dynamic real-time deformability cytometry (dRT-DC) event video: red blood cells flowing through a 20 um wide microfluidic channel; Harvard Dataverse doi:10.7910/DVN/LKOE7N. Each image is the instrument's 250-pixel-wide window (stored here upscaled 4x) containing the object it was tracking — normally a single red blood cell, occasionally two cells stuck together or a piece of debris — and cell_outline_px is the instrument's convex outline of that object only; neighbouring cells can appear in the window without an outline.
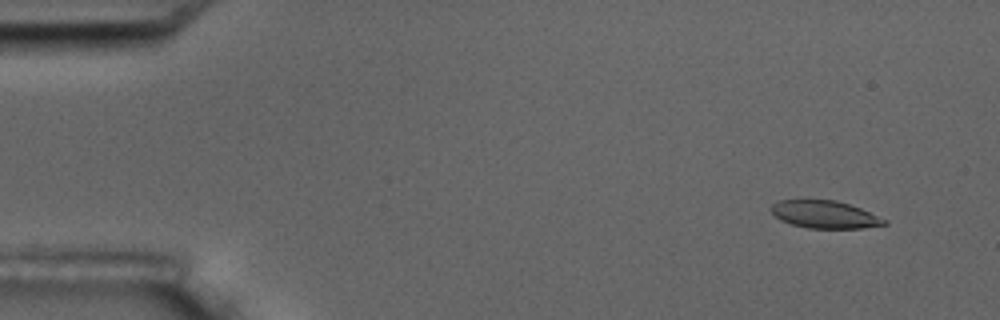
{"species": "common noctule bat (a hibernating species)", "species_latin": "Nyctalus noctula", "temperature_condition": "room temperature", "stored_images_in_passage": 5, "camera_frame_rate_fps": 3000, "um_per_image_px": 0.085, "animal": {"sex": "male", "body_mass_g": 17.5, "forearm_length_mm": 52.3}, "frame": {"image": 1, "passage_image": 1, "time_ms": 0.0, "image_size_px": [1000, 320], "cell_outline_px": [[888, 224], [864, 228], [808, 228], [792, 224], [780, 220], [772, 212], [772, 204], [780, 200], [836, 200], [860, 208], [888, 220]], "centroid_in_image_um": [70.14, 18.24], "position_along_channel_um": 14.9, "area_um2": 18.03}}
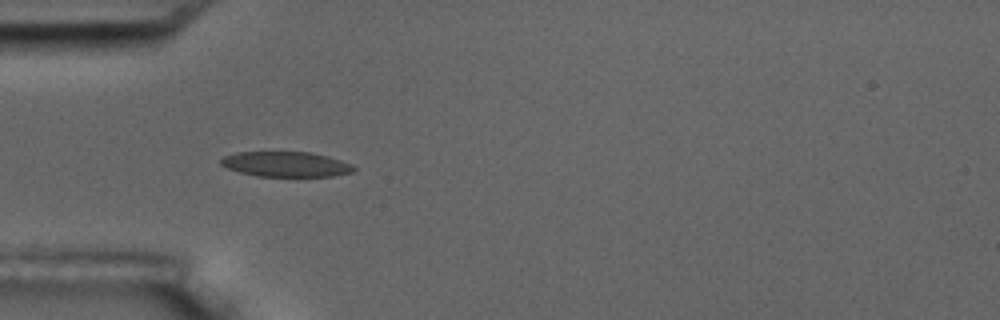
{"frame": {"image": 2, "passage_image": 4, "time_ms": 4.333, "image_size_px": [1000, 320], "cell_outline_px": [[356, 168], [352, 172], [332, 176], [256, 176], [240, 172], [228, 168], [220, 164], [220, 160], [224, 156], [236, 152], [308, 152], [328, 156], [352, 164]], "centroid_in_image_um": [24.3, 13.95], "position_along_channel_um": 60.7, "area_um2": 19.36}}